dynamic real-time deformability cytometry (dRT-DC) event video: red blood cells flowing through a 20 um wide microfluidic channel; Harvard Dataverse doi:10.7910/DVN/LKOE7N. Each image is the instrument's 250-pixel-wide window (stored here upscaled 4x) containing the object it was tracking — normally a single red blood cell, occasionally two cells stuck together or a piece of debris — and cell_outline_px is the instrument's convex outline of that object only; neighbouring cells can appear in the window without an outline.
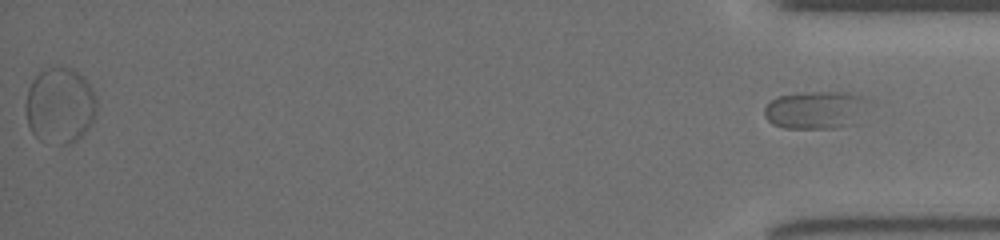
{"species": "common noctule bat (a hibernating species)", "species_latin": "Nyctalus noctula", "temperature_condition": "room temperature", "stored_images_in_passage": 50, "segment_of_instrument_passage": [2, 2], "camera_frame_rate_fps": 3000, "um_per_image_px": 0.085, "animal": {"sex": "female", "body_mass_g": 19.5, "forearm_length_mm": 54.1}, "frame": {"image": 1, "passage_image": 50, "time_ms": 16.333, "image_size_px": [1000, 240], "cell_outline_px": [[872, 100], [856, 124], [836, 128], [784, 128], [772, 124], [764, 116], [764, 108], [776, 96], [804, 92], [852, 92], [872, 96]], "centroid_in_image_um": [69.44, 9.32], "position_along_channel_um": 365.8, "area_um2": 23.76}}